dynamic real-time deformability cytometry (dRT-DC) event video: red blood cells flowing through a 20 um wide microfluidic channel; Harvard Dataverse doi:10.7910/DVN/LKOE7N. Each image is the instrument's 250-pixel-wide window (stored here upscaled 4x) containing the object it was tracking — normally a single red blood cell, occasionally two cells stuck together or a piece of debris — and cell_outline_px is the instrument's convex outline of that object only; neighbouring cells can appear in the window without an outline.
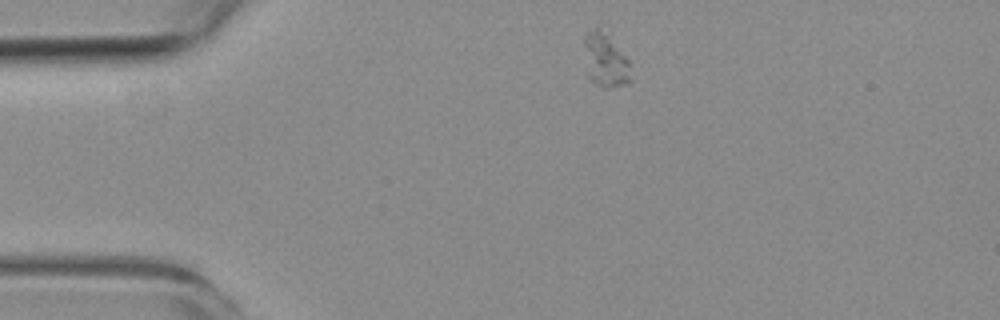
{"species": "common noctule bat (a hibernating species)", "species_latin": "Nyctalus noctula", "temperature_condition": "room temperature", "stored_images_in_passage": 2, "camera_frame_rate_fps": 3000, "um_per_image_px": 0.085, "animal": {"sex": "female", "body_mass_g": 19.3, "forearm_length_mm": 54.1}, "frame": {"image": 1, "passage_image": 1, "time_ms": 0.0, "image_size_px": [1000, 320], "cell_outline_px": [[632, 80], [628, 84], [604, 88], [600, 88], [588, 80], [584, 44], [584, 36], [596, 24], [600, 24], [628, 60]], "centroid_in_image_um": [51.44, 5.1], "position_along_channel_um": 33.6, "area_um2": 15.09}}